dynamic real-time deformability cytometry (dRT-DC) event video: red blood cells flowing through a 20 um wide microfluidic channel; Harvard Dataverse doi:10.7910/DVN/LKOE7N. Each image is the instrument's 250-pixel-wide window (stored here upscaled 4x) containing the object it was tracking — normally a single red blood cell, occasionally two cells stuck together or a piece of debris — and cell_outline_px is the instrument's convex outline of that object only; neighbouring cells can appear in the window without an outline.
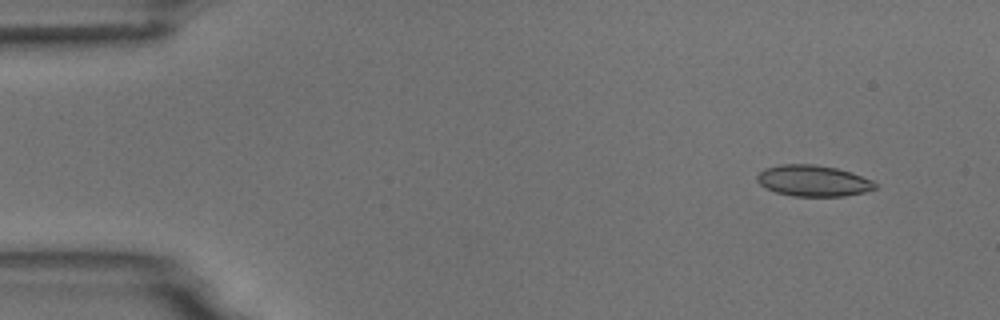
{"species": "common noctule bat (a hibernating species)", "species_latin": "Nyctalus noctula", "temperature_condition": "room temperature", "stored_images_in_passage": 5, "segment_of_instrument_passage": [1, 2], "camera_frame_rate_fps": 3000, "um_per_image_px": 0.085, "animal": {"sex": "male", "body_mass_g": 18.8}, "frame": {"image": 1, "passage_image": 1, "time_ms": 0.0, "image_size_px": [1000, 320], "cell_outline_px": [[876, 188], [864, 192], [844, 196], [792, 196], [776, 192], [764, 188], [756, 180], [756, 176], [764, 168], [780, 164], [812, 164], [836, 168], [872, 180], [876, 184]], "centroid_in_image_um": [69.06, 15.37], "position_along_channel_um": 15.9, "area_um2": 21.33}}